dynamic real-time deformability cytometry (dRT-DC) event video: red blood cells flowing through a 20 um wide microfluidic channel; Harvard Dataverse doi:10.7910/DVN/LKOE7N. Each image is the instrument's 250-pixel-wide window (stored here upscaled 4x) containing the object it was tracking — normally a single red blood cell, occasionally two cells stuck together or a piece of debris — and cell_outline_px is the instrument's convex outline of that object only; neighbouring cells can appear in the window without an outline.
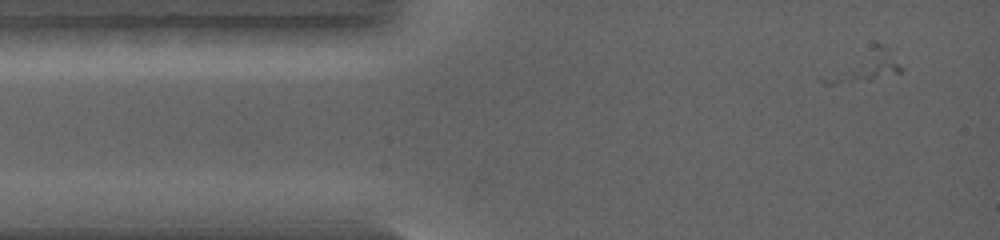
{"species": "common noctule bat (a hibernating species)", "species_latin": "Nyctalus noctula", "temperature_condition": "warm", "stored_images_in_passage": 4, "camera_frame_rate_fps": 5000, "um_per_image_px": 0.085, "animal": {"sex": "female", "body_mass_g": 19.0, "forearm_length_mm": 56.7}, "frame": {"image": 1, "passage_image": 1, "time_ms": 0.0, "image_size_px": [1000, 240], "cell_outline_px": [[904, 68], [900, 72], [836, 84], [824, 84], [820, 80], [820, 76], [876, 44], [884, 44], [896, 48]], "centroid_in_image_um": [73.61, 5.58], "position_along_channel_um": 11.4, "area_um2": 13.58}}